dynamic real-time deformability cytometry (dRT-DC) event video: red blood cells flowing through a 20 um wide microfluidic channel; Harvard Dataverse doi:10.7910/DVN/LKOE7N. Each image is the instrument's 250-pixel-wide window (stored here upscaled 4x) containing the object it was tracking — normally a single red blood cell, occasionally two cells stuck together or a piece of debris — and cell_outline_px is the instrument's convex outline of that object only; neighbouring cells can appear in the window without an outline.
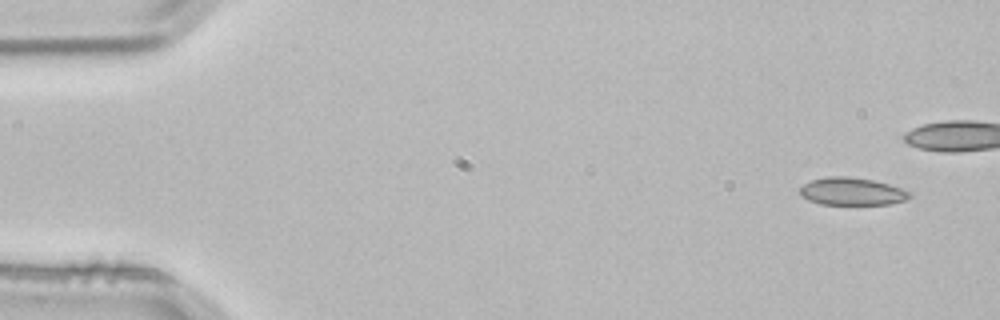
{"species": "common noctule bat (a hibernating species)", "species_latin": "Nyctalus noctula", "temperature_condition": "room temperature", "stored_images_in_passage": 5, "camera_frame_rate_fps": 3000, "um_per_image_px": 0.085, "animal": {"sex": "male", "body_mass_g": 21.5, "forearm_length_mm": 52.0}, "frame": {"image": 1, "passage_image": 1, "time_ms": 0.0, "image_size_px": [1000, 320], "cell_outline_px": [[912, 196], [908, 200], [888, 204], [820, 204], [808, 200], [800, 196], [800, 188], [804, 184], [812, 180], [828, 176], [848, 176], [872, 180], [888, 184], [912, 192]], "centroid_in_image_um": [72.43, 16.27], "position_along_channel_um": 12.6, "area_um2": 17.69}}